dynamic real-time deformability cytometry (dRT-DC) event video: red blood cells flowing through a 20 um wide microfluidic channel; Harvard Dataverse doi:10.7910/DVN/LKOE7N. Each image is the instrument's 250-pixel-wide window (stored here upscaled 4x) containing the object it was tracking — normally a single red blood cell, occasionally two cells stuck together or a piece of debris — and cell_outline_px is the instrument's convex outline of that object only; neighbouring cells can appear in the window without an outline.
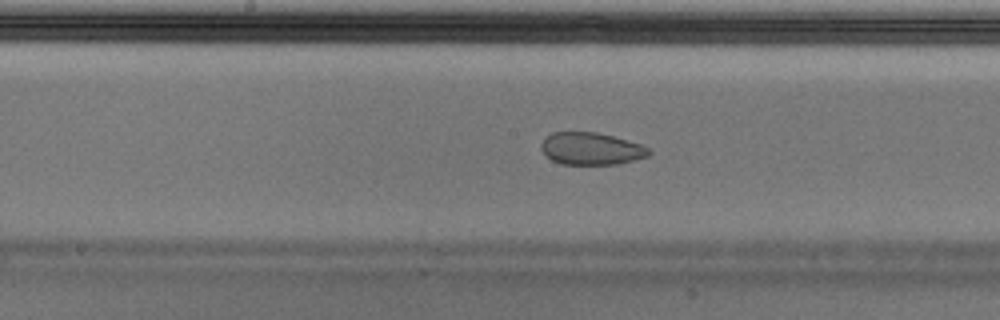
{"species": "Egyptian fruit bat (a non-hibernating species)", "species_latin": "Rousettus aegyptiacus", "temperature_condition": "cold", "stored_images_in_passage": 53, "camera_frame_rate_fps": 3000, "um_per_image_px": 0.085, "animal": {"sex": "male"}, "frame": {"image": 1, "passage_image": 27, "time_ms": 8.667, "image_size_px": [1000, 320], "cell_outline_px": [[652, 152], [648, 156], [616, 164], [560, 164], [552, 160], [540, 148], [540, 144], [552, 132], [596, 132], [612, 136], [640, 144], [648, 148]], "centroid_in_image_um": [50.24, 12.64], "position_along_channel_um": 198.0, "area_um2": 20.0}}
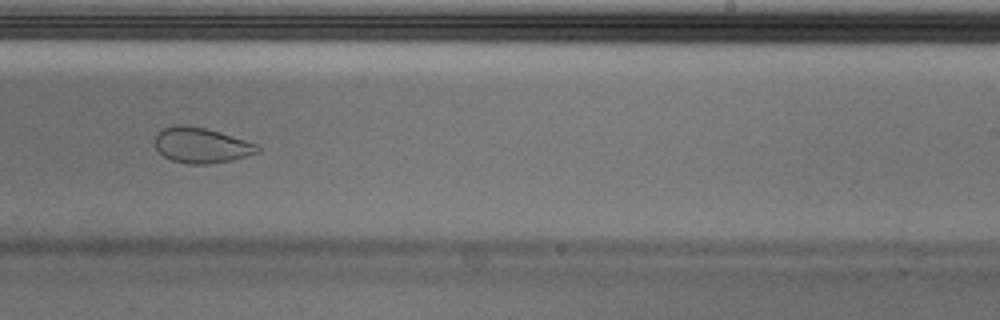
{"frame": {"image": 2, "passage_image": 33, "time_ms": 10.667, "image_size_px": [1000, 320], "cell_outline_px": [[260, 152], [248, 156], [232, 160], [208, 164], [188, 164], [172, 160], [164, 156], [156, 148], [156, 132], [160, 128], [176, 124], [180, 124], [204, 128], [220, 132], [256, 144], [260, 148]], "centroid_in_image_um": [17.1, 12.34], "position_along_channel_um": 271.9, "area_um2": 21.15}}
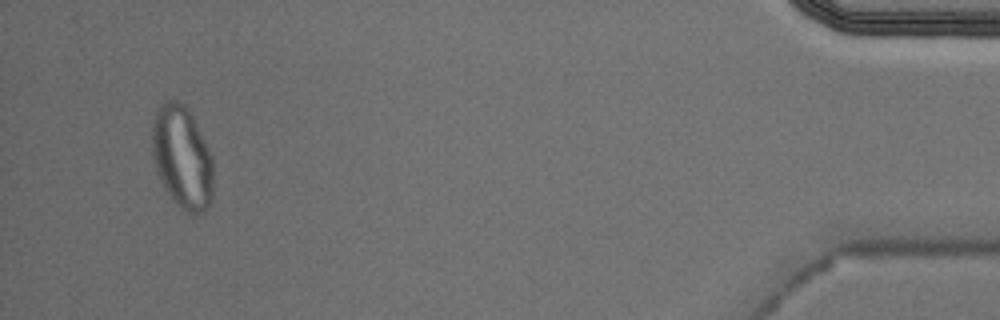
{"frame": {"image": 3, "passage_image": 51, "time_ms": 16.667, "image_size_px": [1000, 320], "cell_outline_px": [[212, 200], [208, 208], [204, 212], [196, 216], [192, 216], [184, 212], [172, 200], [156, 168], [152, 152], [152, 120], [160, 104], [164, 100], [176, 100], [184, 104], [188, 108], [212, 156]], "centroid_in_image_um": [15.49, 13.4], "position_along_channel_um": 419.7, "area_um2": 36.76}, "authors_computed_cell_mechanics": {"area_um2": 24.9696, "velocity_mm_per_s": 3.709, "shape_relaxation_time_tau1_ms": null, "shape_relaxation_time_tau2_ms": 1.1425, "deformation_change_tau1": null, "deformation_change_tau2": 0.0541}}